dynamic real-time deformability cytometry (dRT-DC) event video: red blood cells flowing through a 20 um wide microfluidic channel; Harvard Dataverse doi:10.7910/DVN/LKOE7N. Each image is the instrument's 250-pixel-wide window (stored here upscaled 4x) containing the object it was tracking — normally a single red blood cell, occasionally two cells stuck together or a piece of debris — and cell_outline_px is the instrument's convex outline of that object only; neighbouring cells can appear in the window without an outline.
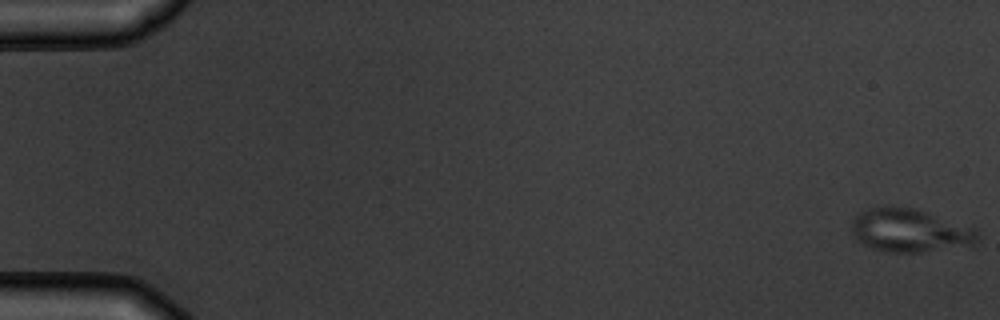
{"species": "common noctule bat (a hibernating species)", "species_latin": "Nyctalus noctula", "temperature_condition": "warm", "stored_images_in_passage": 6, "camera_frame_rate_fps": 3000, "um_per_image_px": 0.085, "animal": {"sex": "male", "body_mass_g": 19.5, "forearm_length_mm": 54.6}, "frame": {"image": 1, "passage_image": 1, "time_ms": 0.0, "image_size_px": [1000, 320], "cell_outline_px": [[980, 240], [976, 244], [920, 252], [880, 252], [860, 244], [856, 240], [852, 228], [852, 220], [860, 212], [884, 204], [892, 204], [912, 208], [928, 212], [976, 228]], "centroid_in_image_um": [77.31, 19.58], "position_along_channel_um": 7.7, "area_um2": 32.31}}